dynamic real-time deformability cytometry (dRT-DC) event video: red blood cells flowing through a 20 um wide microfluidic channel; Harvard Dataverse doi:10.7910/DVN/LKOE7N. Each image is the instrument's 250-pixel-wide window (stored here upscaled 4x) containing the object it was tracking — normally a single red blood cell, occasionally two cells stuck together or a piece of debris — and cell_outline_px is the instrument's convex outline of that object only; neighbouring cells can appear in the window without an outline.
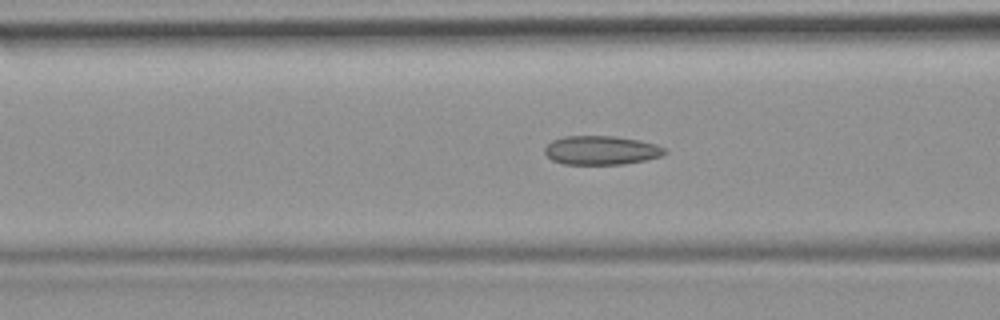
{"species": "common noctule bat (a hibernating species)", "species_latin": "Nyctalus noctula", "temperature_condition": "room temperature", "stored_images_in_passage": 52, "camera_frame_rate_fps": 3000, "um_per_image_px": 0.085, "animal": {"sex": "female", "body_mass_g": 19.9}, "frame": {"image": 1, "passage_image": 20, "time_ms": 6.333, "image_size_px": [1000, 320], "cell_outline_px": [[668, 152], [660, 156], [644, 160], [624, 164], [564, 164], [552, 160], [544, 152], [544, 148], [552, 140], [564, 136], [616, 136], [640, 140], [656, 144], [664, 148]], "centroid_in_image_um": [51.1, 12.76], "position_along_channel_um": 115.5, "area_um2": 20.23}}
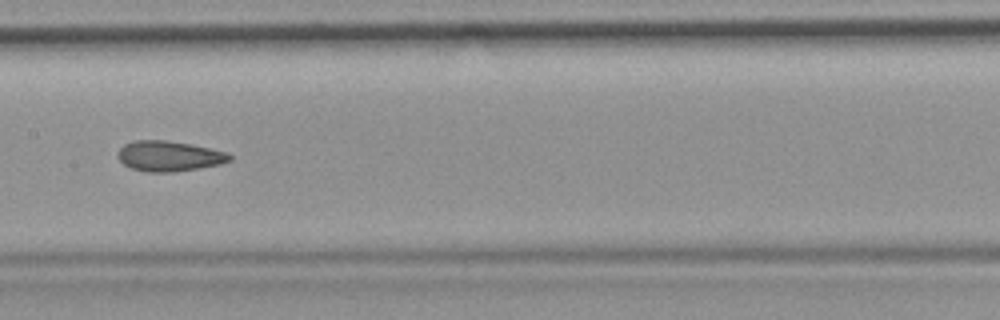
{"frame": {"image": 2, "passage_image": 26, "time_ms": 8.333, "image_size_px": [1000, 320], "cell_outline_px": [[232, 160], [220, 164], [172, 172], [148, 172], [132, 168], [124, 164], [116, 156], [120, 148], [124, 144], [132, 140], [164, 140], [192, 144], [212, 148], [228, 152], [232, 156]], "centroid_in_image_um": [14.38, 13.25], "position_along_channel_um": 193.0, "area_um2": 19.83}}
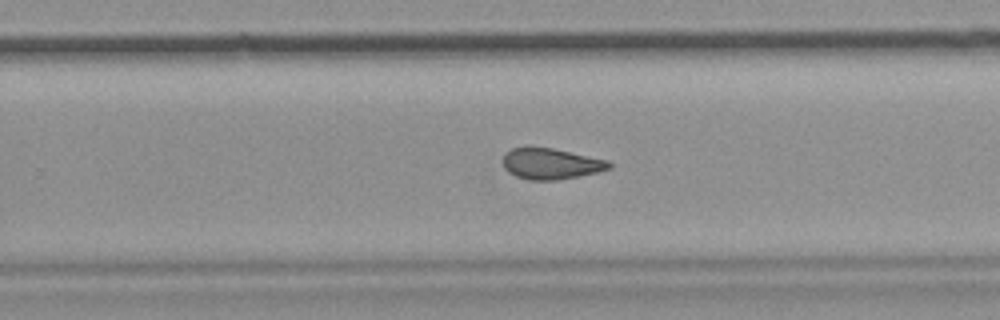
{"frame": {"image": 3, "passage_image": 33, "time_ms": 10.667, "image_size_px": [1000, 320], "cell_outline_px": [[612, 168], [600, 172], [580, 176], [556, 180], [528, 180], [516, 176], [508, 172], [504, 168], [504, 156], [512, 148], [528, 144], [552, 148], [608, 160], [612, 164]], "centroid_in_image_um": [46.83, 13.9], "position_along_channel_um": 283.0, "area_um2": 19.59}, "authors_computed_cell_mechanics": {"area_um2": 20.3167, "velocity_mm_per_s": 3.8794, "shape_relaxation_time_tau1_ms": null, "shape_relaxation_time_tau2_ms": 3.3674, "deformation_change_tau1": null, "deformation_change_tau2": 0.1106}}